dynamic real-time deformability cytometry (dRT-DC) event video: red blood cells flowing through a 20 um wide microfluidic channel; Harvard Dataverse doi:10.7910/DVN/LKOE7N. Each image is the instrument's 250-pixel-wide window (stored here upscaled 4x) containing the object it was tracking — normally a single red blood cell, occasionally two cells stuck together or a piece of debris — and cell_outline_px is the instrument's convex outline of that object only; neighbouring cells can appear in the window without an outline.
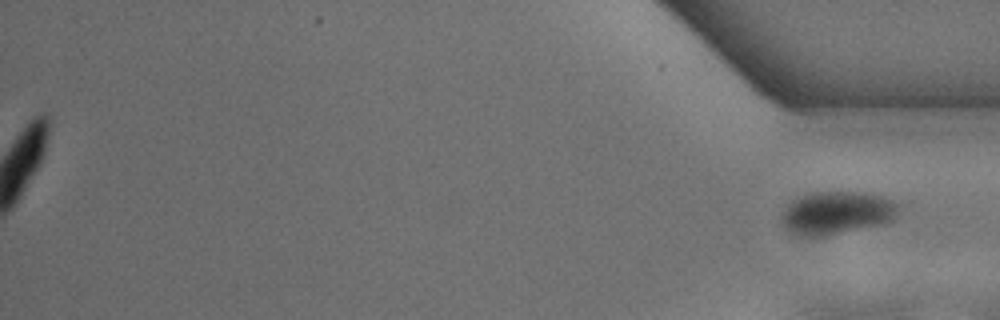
{"species": "common noctule bat (a hibernating species)", "species_latin": "Nyctalus noctula", "temperature_condition": "warm", "stored_images_in_passage": 38, "segment_of_instrument_passage": [2, 2], "camera_frame_rate_fps": 3000, "um_per_image_px": 0.085, "animal": {"sex": "female"}, "frame": {"image": 1, "passage_image": 38, "time_ms": 12.333, "image_size_px": [1000, 320], "cell_outline_px": [[900, 204], [892, 220], [884, 224], [824, 236], [800, 236], [788, 232], [784, 228], [784, 208], [792, 200], [800, 196], [812, 192], [864, 192], [880, 196], [892, 200]], "centroid_in_image_um": [71.12, 18.09], "position_along_channel_um": 364.1, "area_um2": 29.19}}